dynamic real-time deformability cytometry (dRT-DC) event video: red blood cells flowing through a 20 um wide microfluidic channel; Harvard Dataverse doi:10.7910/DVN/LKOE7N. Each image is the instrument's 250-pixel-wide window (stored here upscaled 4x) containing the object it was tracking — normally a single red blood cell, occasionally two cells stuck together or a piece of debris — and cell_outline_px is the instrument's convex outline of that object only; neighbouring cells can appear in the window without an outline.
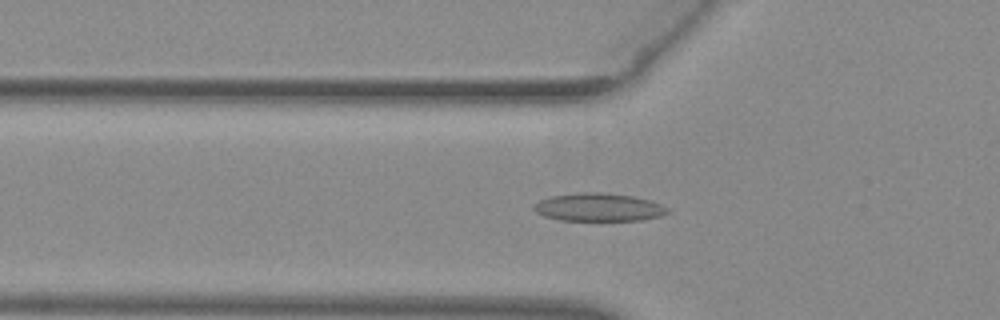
{"species": "common noctule bat (a hibernating species)", "species_latin": "Nyctalus noctula", "temperature_condition": "warm", "stored_images_in_passage": 30, "camera_frame_rate_fps": 3000, "um_per_image_px": 0.085, "animal": {"sex": "female", "body_mass_g": 29.2, "forearm_length_mm": 56.3}, "frame": {"image": 1, "passage_image": 6, "time_ms": 1.667, "image_size_px": [1000, 320], "cell_outline_px": [[672, 212], [660, 216], [640, 220], [560, 220], [544, 216], [536, 212], [532, 208], [540, 200], [552, 196], [584, 192], [600, 192], [632, 196], [648, 200], [660, 204], [668, 208]], "centroid_in_image_um": [50.9, 17.62], "position_along_channel_um": 74.9, "area_um2": 21.62}}
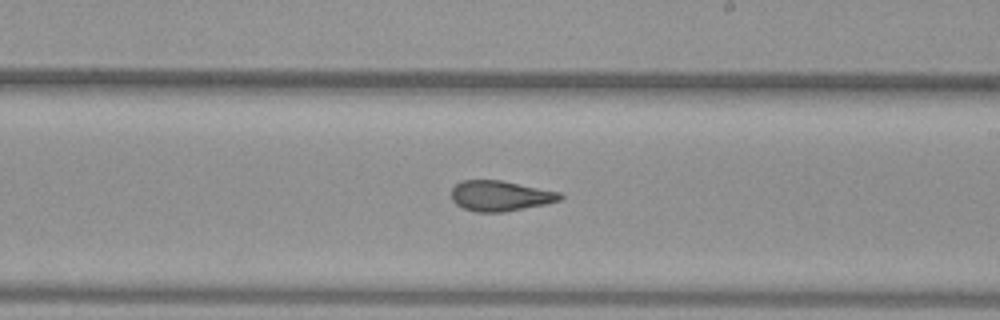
{"frame": {"image": 2, "passage_image": 19, "time_ms": 6.0, "image_size_px": [1000, 320], "cell_outline_px": [[564, 196], [560, 200], [544, 204], [504, 212], [476, 212], [464, 208], [456, 204], [452, 200], [452, 188], [460, 180], [500, 180], [560, 192]], "centroid_in_image_um": [42.5, 16.64], "position_along_channel_um": 246.5, "area_um2": 19.13}}
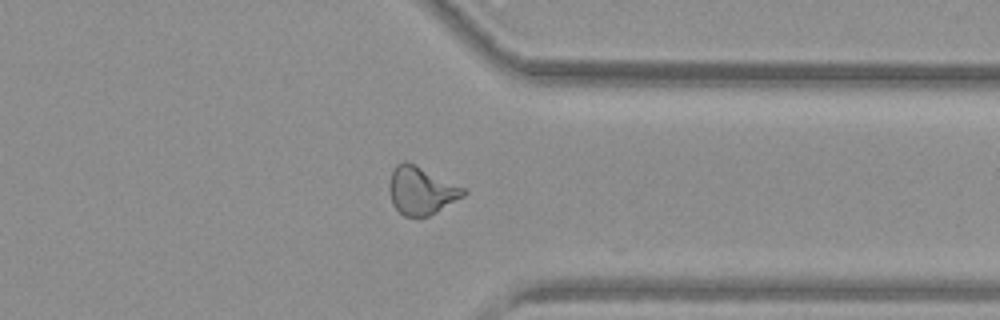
{"frame": {"image": 3, "passage_image": 29, "time_ms": 9.333, "image_size_px": [1000, 320], "cell_outline_px": [[468, 192], [464, 196], [436, 212], [428, 216], [404, 216], [392, 204], [388, 192], [388, 184], [392, 172], [396, 164], [404, 160], [408, 160], [468, 188]], "centroid_in_image_um": [35.82, 16.16], "position_along_channel_um": 375.6, "area_um2": 21.21}, "authors_computed_cell_mechanics": {"area_um2": 19.8543, "velocity_mm_per_s": 3.9548, "shape_relaxation_time_tau1_ms": null, "shape_relaxation_time_tau2_ms": 1.8423, "deformation_change_tau1": null, "deformation_change_tau2": 0.0828}}